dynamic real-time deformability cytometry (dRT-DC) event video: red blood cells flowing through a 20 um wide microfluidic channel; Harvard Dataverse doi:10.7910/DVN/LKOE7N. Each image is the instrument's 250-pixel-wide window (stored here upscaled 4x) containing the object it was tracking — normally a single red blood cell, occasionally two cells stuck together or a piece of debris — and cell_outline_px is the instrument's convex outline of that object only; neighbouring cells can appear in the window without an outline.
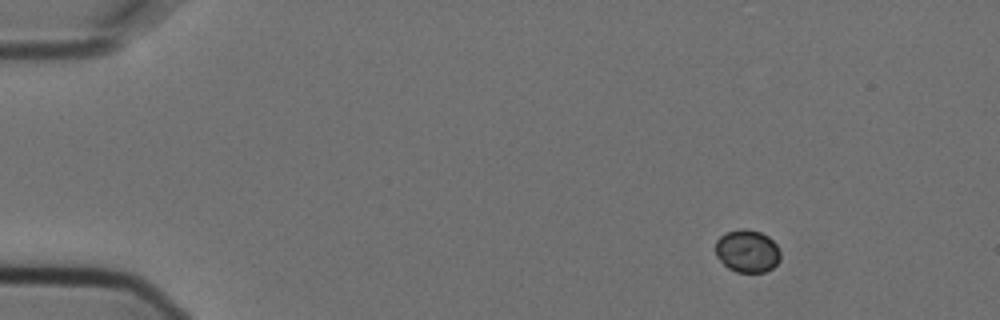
{"species": "Egyptian fruit bat (a non-hibernating species)", "species_latin": "Rousettus aegyptiacus", "temperature_condition": "cold", "stored_images_in_passage": 5, "camera_frame_rate_fps": 3000, "um_per_image_px": 0.085, "animal": {"sex": "female"}, "frame": {"image": 1, "passage_image": 1, "time_ms": 0.0, "image_size_px": [1000, 320], "cell_outline_px": [[780, 260], [772, 268], [764, 272], [736, 272], [728, 268], [716, 256], [716, 240], [724, 232], [740, 228], [744, 228], [760, 232], [768, 236], [776, 244], [780, 252]], "centroid_in_image_um": [63.51, 21.33], "position_along_channel_um": 21.5, "area_um2": 16.24}}
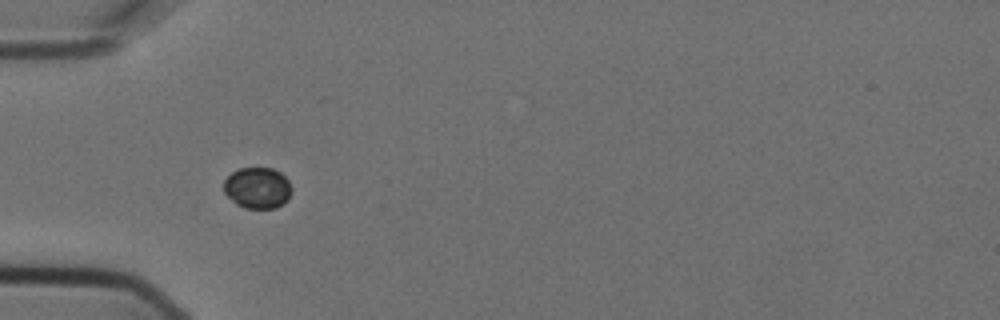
{"frame": {"image": 2, "passage_image": 4, "time_ms": 1.0, "image_size_px": [1000, 320], "cell_outline_px": [[292, 192], [288, 200], [284, 204], [276, 208], [244, 208], [236, 204], [224, 192], [224, 180], [232, 172], [240, 168], [272, 168], [280, 172], [288, 180], [292, 188]], "centroid_in_image_um": [21.91, 15.98], "position_along_channel_um": 63.1, "area_um2": 16.42}}
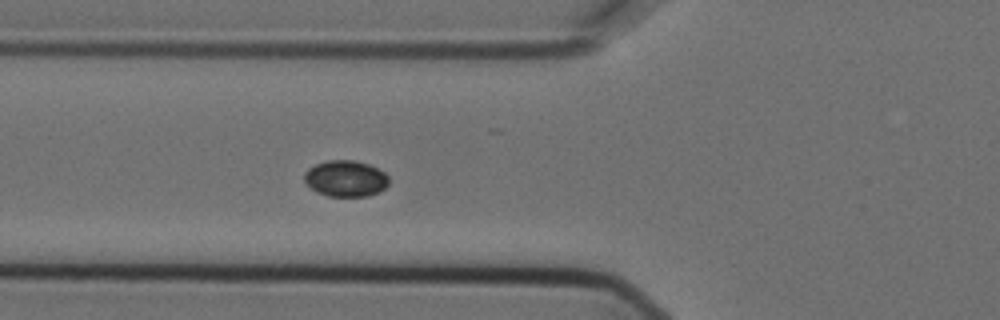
{"frame": {"image": 3, "passage_image": 5, "time_ms": 1.333, "image_size_px": [1000, 320], "cell_outline_px": [[388, 184], [380, 192], [368, 196], [328, 196], [316, 192], [304, 180], [304, 172], [308, 168], [316, 164], [328, 160], [352, 160], [368, 164], [384, 172], [388, 176]], "centroid_in_image_um": [29.38, 15.18], "position_along_channel_um": 96.4, "area_um2": 17.8}}